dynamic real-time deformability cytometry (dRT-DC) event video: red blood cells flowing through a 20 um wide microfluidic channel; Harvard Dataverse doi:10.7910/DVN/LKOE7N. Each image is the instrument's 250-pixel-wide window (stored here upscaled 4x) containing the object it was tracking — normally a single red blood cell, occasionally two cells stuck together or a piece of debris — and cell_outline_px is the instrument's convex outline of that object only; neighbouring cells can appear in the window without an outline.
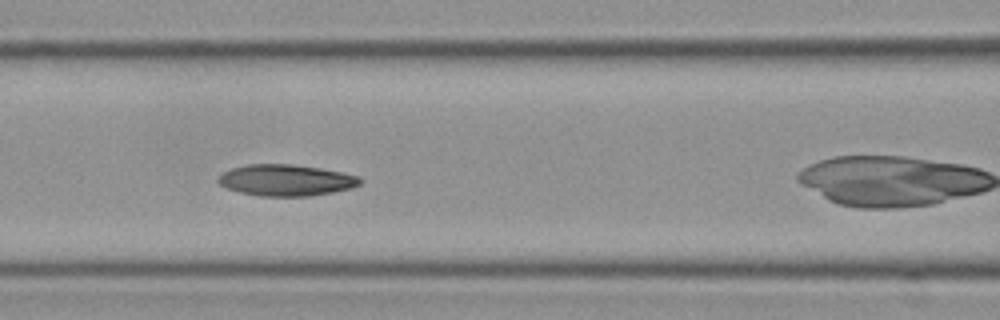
{"species": "Egyptian fruit bat (a non-hibernating species)", "species_latin": "Rousettus aegyptiacus", "temperature_condition": "cold", "stored_images_in_passage": 30, "camera_frame_rate_fps": 3000, "um_per_image_px": 0.085, "frame": {"image": 1, "passage_image": 6, "time_ms": 1.667, "image_size_px": [1000, 320], "cell_outline_px": [[364, 180], [360, 184], [352, 188], [332, 192], [308, 196], [260, 196], [240, 192], [228, 188], [220, 184], [216, 180], [224, 172], [232, 168], [248, 164], [292, 164], [320, 168], [360, 176]], "centroid_in_image_um": [24.34, 15.31], "position_along_channel_um": 142.3, "area_um2": 25.84}}
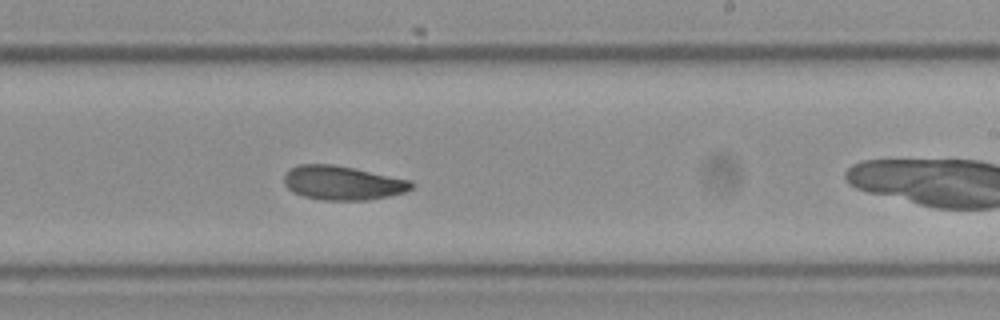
{"frame": {"image": 2, "passage_image": 16, "time_ms": 5.0, "image_size_px": [1000, 320], "cell_outline_px": [[416, 184], [412, 188], [404, 192], [388, 196], [368, 200], [320, 200], [304, 196], [292, 192], [284, 184], [284, 176], [292, 168], [300, 164], [332, 164], [412, 180]], "centroid_in_image_um": [29.13, 15.55], "position_along_channel_um": 259.9, "area_um2": 25.2}}
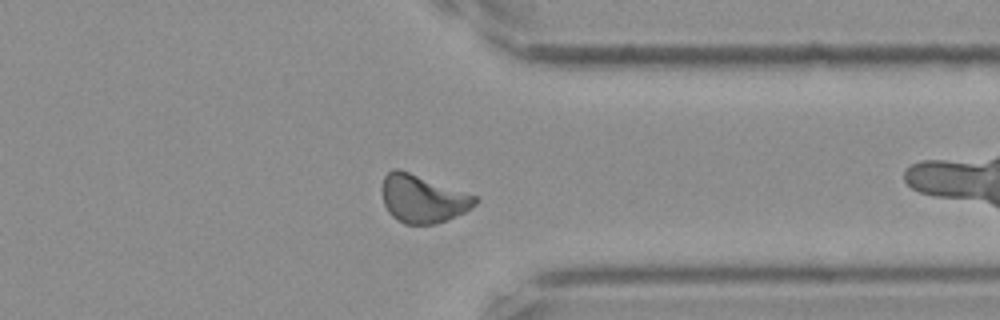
{"frame": {"image": 3, "passage_image": 26, "time_ms": 8.333, "image_size_px": [1000, 320], "cell_outline_px": [[480, 200], [472, 208], [456, 216], [436, 224], [404, 224], [392, 216], [388, 212], [384, 204], [384, 176], [392, 168], [400, 168], [476, 196]], "centroid_in_image_um": [35.95, 16.89], "position_along_channel_um": 375.4, "area_um2": 25.84}, "authors_computed_cell_mechanics": {"area_um2": 25.432, "velocity_mm_per_s": 3.5288, "shape_relaxation_time_tau1_ms": 6.7215, "shape_relaxation_time_tau2_ms": 3.4421, "deformation_change_tau1": 0.1194, "deformation_change_tau2": 0.0789}}